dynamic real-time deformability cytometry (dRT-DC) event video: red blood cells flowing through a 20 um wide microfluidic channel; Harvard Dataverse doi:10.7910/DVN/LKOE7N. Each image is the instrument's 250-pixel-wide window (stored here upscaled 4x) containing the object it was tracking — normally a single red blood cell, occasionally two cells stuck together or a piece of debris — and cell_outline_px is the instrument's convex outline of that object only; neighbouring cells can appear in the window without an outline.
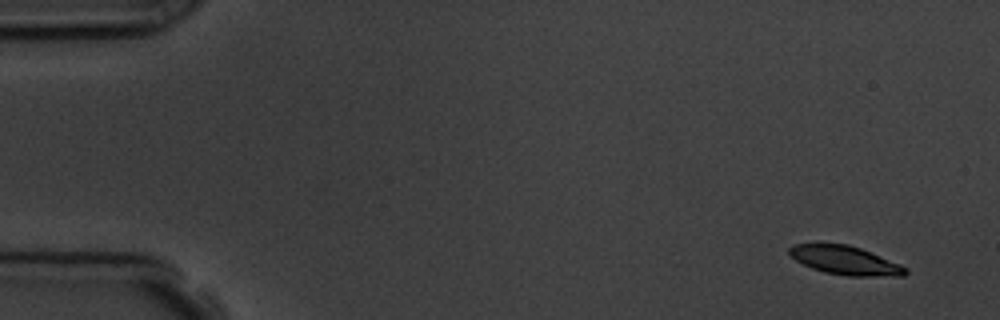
{"species": "common noctule bat (a hibernating species)", "species_latin": "Nyctalus noctula", "temperature_condition": "room temperature", "stored_images_in_passage": 11, "camera_frame_rate_fps": 3000, "um_per_image_px": 0.085, "animal": {"sex": "male", "body_mass_g": 19.5, "forearm_length_mm": 54.6}, "frame": {"image": 1, "passage_image": 1, "time_ms": 0.0, "image_size_px": [1000, 320], "cell_outline_px": [[908, 272], [904, 276], [848, 276], [824, 272], [812, 268], [796, 260], [788, 252], [788, 248], [792, 244], [848, 244], [860, 248], [900, 264], [908, 268]], "centroid_in_image_um": [71.86, 22.14], "position_along_channel_um": 13.1, "area_um2": 19.31}}
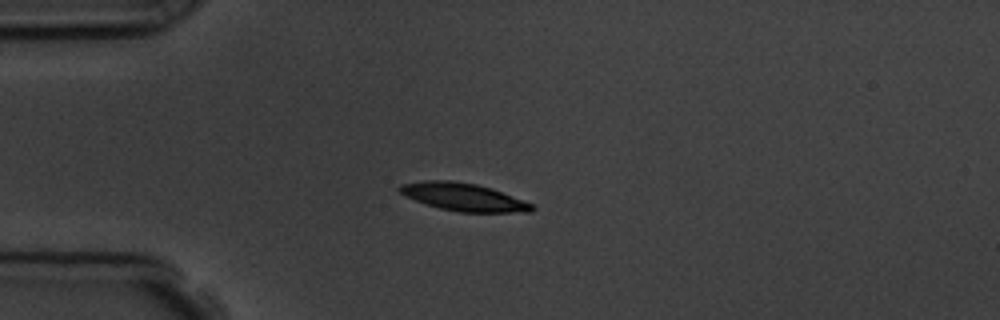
{"frame": {"image": 2, "passage_image": 4, "time_ms": 3.667, "image_size_px": [1000, 320], "cell_outline_px": [[536, 208], [532, 212], [460, 212], [440, 208], [424, 204], [404, 196], [396, 188], [400, 184], [424, 180], [452, 180], [476, 184], [492, 188], [532, 204]], "centroid_in_image_um": [39.35, 16.74], "position_along_channel_um": 45.7, "area_um2": 21.5}}